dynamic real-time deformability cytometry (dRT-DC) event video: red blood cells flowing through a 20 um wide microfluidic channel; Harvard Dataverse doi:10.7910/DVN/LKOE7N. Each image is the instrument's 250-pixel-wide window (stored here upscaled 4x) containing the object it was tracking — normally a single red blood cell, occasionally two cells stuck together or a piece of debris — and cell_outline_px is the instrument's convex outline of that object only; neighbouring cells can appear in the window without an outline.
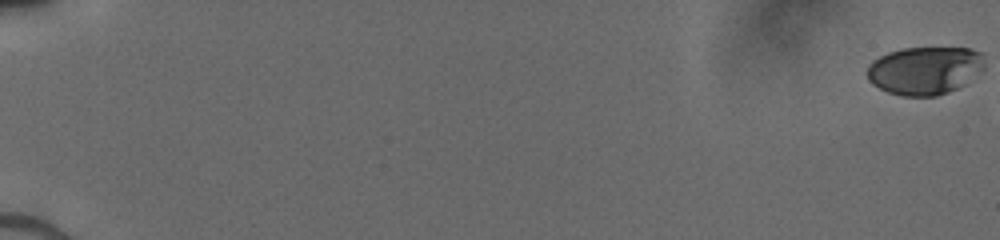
{"species": "human", "species_latin": "Homo sapiens", "temperature_condition": "cold", "stored_images_in_passage": 8, "camera_frame_rate_fps": 3000, "um_per_image_px": 0.085, "donor": {"sex": "male"}, "frame": {"image": 1, "passage_image": 1, "time_ms": 0.0, "image_size_px": [1000, 240], "cell_outline_px": [[984, 68], [956, 88], [948, 92], [936, 96], [900, 96], [888, 92], [872, 84], [868, 80], [868, 64], [872, 60], [888, 52], [900, 48], [968, 48], [980, 52], [984, 64]], "centroid_in_image_um": [78.55, 5.98], "position_along_channel_um": 6.5, "area_um2": 32.6}}